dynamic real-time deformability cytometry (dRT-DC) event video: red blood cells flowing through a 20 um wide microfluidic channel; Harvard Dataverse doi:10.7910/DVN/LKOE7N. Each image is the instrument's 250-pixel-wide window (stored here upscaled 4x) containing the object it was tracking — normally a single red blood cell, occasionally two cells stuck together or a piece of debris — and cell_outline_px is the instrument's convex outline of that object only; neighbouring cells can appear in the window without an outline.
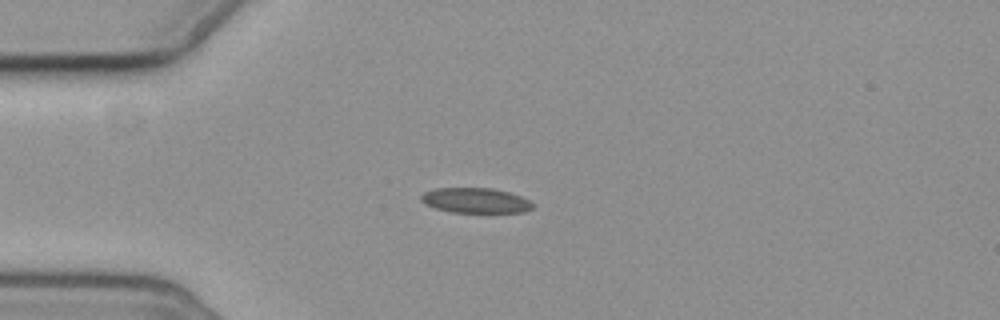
{"species": "common noctule bat (a hibernating species)", "species_latin": "Nyctalus noctula", "temperature_condition": "cold", "stored_images_in_passage": 6, "camera_frame_rate_fps": 3000, "um_per_image_px": 0.085, "animal": {"sex": "female", "body_mass_g": 19.3, "forearm_length_mm": 54.1}, "frame": {"image": 1, "passage_image": 4, "time_ms": 3.333, "image_size_px": [1000, 320], "cell_outline_px": [[536, 204], [532, 208], [524, 212], [452, 212], [436, 208], [424, 204], [420, 200], [420, 196], [424, 192], [436, 188], [492, 188], [508, 192], [520, 196]], "centroid_in_image_um": [40.41, 17.03], "position_along_channel_um": 44.6, "area_um2": 16.3}}
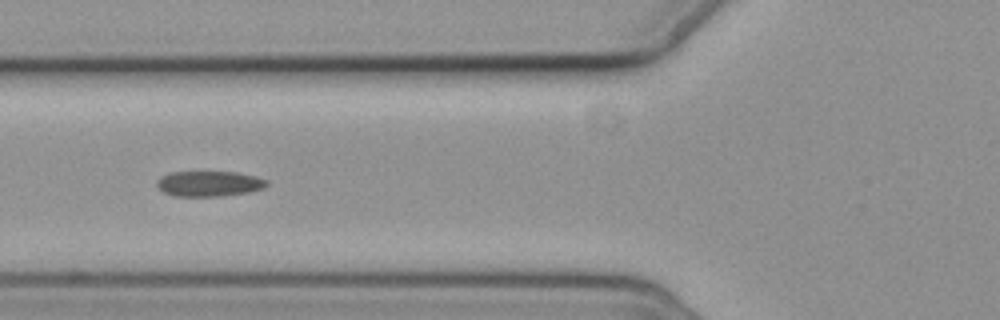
{"frame": {"image": 2, "passage_image": 6, "time_ms": 5.667, "image_size_px": [1000, 320], "cell_outline_px": [[268, 184], [264, 188], [248, 192], [224, 196], [172, 196], [164, 192], [156, 184], [156, 180], [160, 176], [168, 172], [236, 172], [256, 176], [268, 180]], "centroid_in_image_um": [17.77, 15.61], "position_along_channel_um": 108.0, "area_um2": 16.42}}